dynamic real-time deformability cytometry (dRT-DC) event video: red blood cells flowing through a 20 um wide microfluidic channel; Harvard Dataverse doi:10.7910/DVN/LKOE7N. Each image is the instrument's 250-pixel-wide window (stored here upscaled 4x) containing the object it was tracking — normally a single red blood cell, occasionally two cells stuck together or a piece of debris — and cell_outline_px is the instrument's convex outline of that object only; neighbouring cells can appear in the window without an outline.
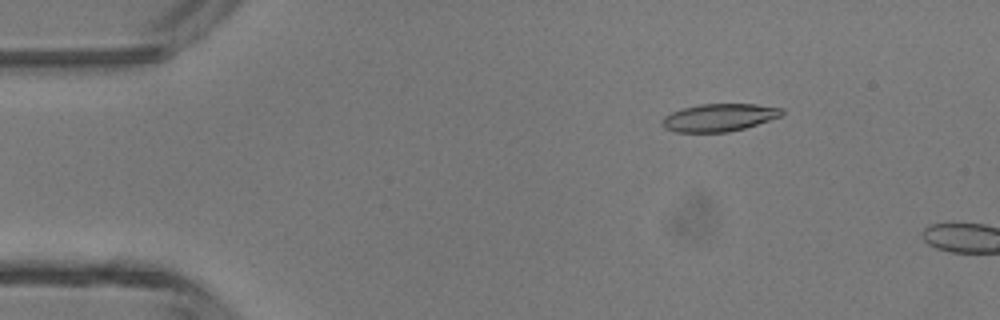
{"species": "common noctule bat (a hibernating species)", "species_latin": "Nyctalus noctula", "temperature_condition": "room temperature", "stored_images_in_passage": 9, "camera_frame_rate_fps": 3000, "um_per_image_px": 0.085, "animal": {"sex": "male", "body_mass_g": 13.3}, "frame": {"image": 1, "passage_image": 7, "time_ms": 2.0, "image_size_px": [1000, 320], "cell_outline_px": [[784, 116], [744, 128], [728, 132], [676, 132], [664, 128], [660, 124], [660, 120], [664, 116], [672, 112], [684, 108], [700, 104], [756, 104], [784, 108]], "centroid_in_image_um": [61.14, 9.99], "position_along_channel_um": 23.9, "area_um2": 19.48}}